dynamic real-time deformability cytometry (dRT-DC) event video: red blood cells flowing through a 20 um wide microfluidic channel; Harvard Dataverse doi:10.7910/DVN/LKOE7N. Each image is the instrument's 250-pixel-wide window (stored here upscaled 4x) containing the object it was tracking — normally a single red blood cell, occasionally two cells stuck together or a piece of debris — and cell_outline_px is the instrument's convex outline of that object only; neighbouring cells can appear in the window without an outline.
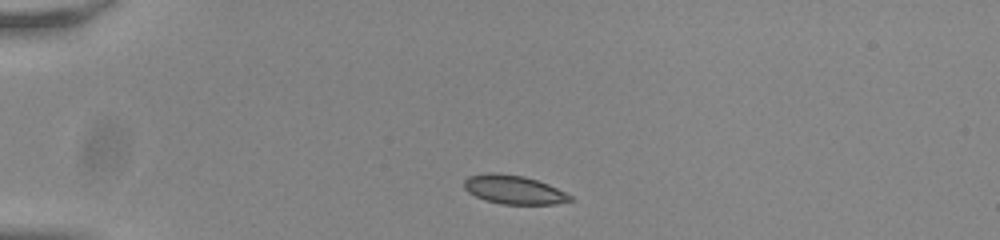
{"species": "common noctule bat (a hibernating species)", "species_latin": "Nyctalus noctula", "temperature_condition": "room temperature", "stored_images_in_passage": 42, "camera_frame_rate_fps": 3000, "um_per_image_px": 0.085, "animal": {"sex": "male", "body_mass_g": 20.0, "forearm_length_mm": 53.3}, "frame": {"image": 1, "passage_image": 1, "time_ms": 0.0, "image_size_px": [1000, 240], "cell_outline_px": [[572, 200], [556, 204], [500, 204], [484, 200], [468, 192], [464, 188], [464, 180], [468, 176], [488, 172], [496, 172], [524, 176], [548, 184], [572, 196]], "centroid_in_image_um": [43.63, 16.11], "position_along_channel_um": 41.4, "area_um2": 17.8}}
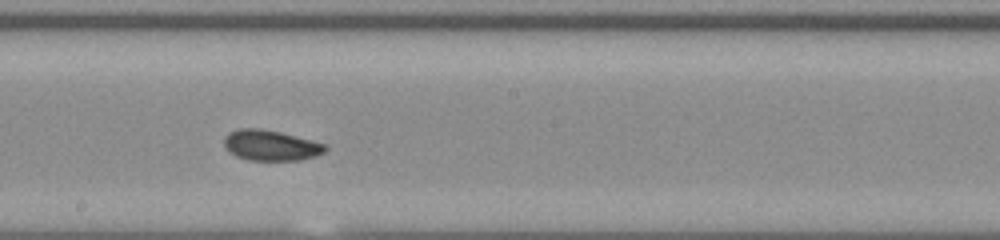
{"frame": {"image": 2, "passage_image": 19, "time_ms": 6.0, "image_size_px": [1000, 240], "cell_outline_px": [[328, 148], [324, 152], [316, 156], [300, 160], [248, 160], [236, 156], [228, 152], [224, 144], [224, 136], [228, 132], [240, 128], [260, 128], [280, 132], [328, 144]], "centroid_in_image_um": [23.01, 12.35], "position_along_channel_um": 225.2, "area_um2": 18.21}}
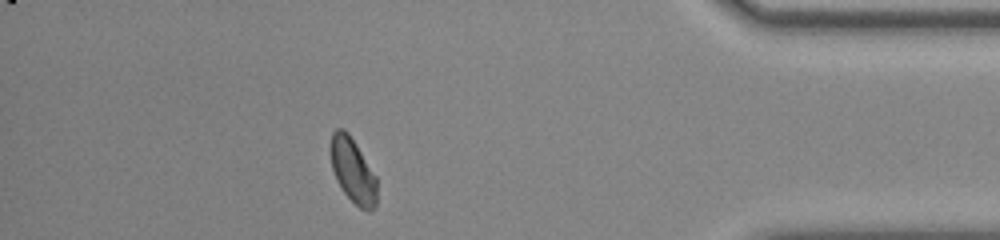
{"frame": {"image": 3, "passage_image": 36, "time_ms": 11.667, "image_size_px": [1000, 240], "cell_outline_px": [[376, 204], [368, 212], [360, 208], [344, 192], [336, 180], [332, 168], [328, 152], [328, 148], [332, 132], [336, 128], [344, 128], [348, 132], [356, 144], [376, 176]], "centroid_in_image_um": [29.94, 14.44], "position_along_channel_um": 405.3, "area_um2": 17.63}, "authors_computed_cell_mechanics": {"area_um2": 17.6001, "velocity_mm_per_s": 3.794, "shape_relaxation_time_tau1_ms": 3.4139, "shape_relaxation_time_tau2_ms": null, "deformation_change_tau1": 0.0994, "deformation_change_tau2": null}}